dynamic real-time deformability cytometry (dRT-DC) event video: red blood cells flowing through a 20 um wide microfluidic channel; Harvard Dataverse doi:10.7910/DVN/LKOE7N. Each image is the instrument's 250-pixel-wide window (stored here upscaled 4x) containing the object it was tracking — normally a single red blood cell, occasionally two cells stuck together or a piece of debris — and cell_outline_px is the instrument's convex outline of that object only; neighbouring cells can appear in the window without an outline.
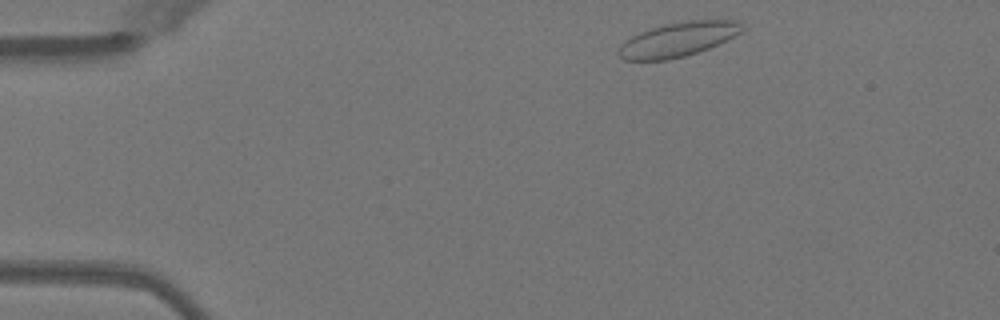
{"species": "Egyptian fruit bat (a non-hibernating species)", "species_latin": "Rousettus aegyptiacus", "temperature_condition": "warm", "stored_images_in_passage": 44, "camera_frame_rate_fps": 3000, "um_per_image_px": 0.085, "animal": {"sex": "female"}, "frame": {"image": 1, "passage_image": 2, "time_ms": 0.333, "image_size_px": [1000, 320], "cell_outline_px": [[744, 28], [740, 32], [708, 48], [684, 56], [668, 60], [624, 60], [616, 52], [620, 44], [624, 40], [640, 32], [664, 24], [688, 20], [736, 20], [744, 24]], "centroid_in_image_um": [57.58, 3.35], "position_along_channel_um": 27.4, "area_um2": 24.51}}
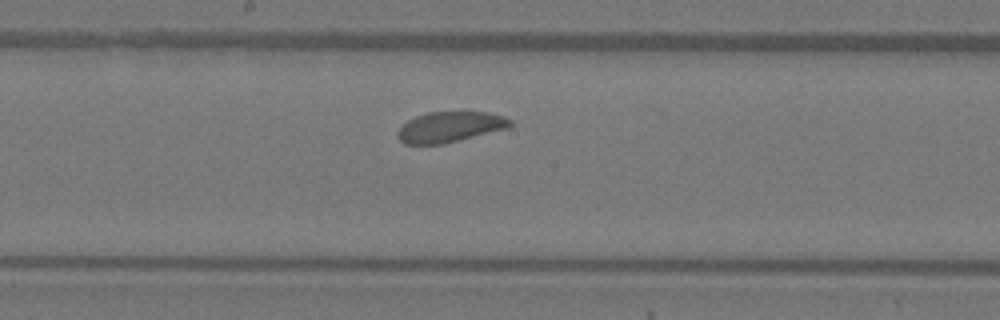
{"frame": {"image": 2, "passage_image": 21, "time_ms": 6.667, "image_size_px": [1000, 320], "cell_outline_px": [[512, 124], [508, 128], [444, 144], [404, 144], [396, 136], [396, 132], [408, 120], [416, 116], [428, 112], [488, 112], [504, 116], [512, 120]], "centroid_in_image_um": [38.24, 10.79], "position_along_channel_um": 210.0, "area_um2": 20.06}}
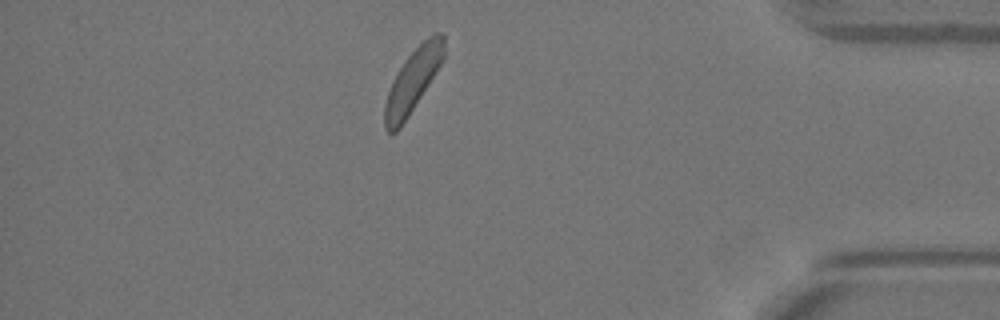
{"frame": {"image": 3, "passage_image": 38, "time_ms": 12.333, "image_size_px": [1000, 320], "cell_outline_px": [[444, 56], [440, 64], [428, 84], [408, 116], [400, 128], [396, 132], [388, 132], [384, 128], [384, 104], [392, 80], [396, 72], [408, 56], [428, 36], [436, 32], [444, 32]], "centroid_in_image_um": [35.06, 6.86], "position_along_channel_um": 400.1, "area_um2": 21.27}, "authors_computed_cell_mechanics": {"area_um2": 21.675, "velocity_mm_per_s": 3.9876, "shape_relaxation_time_tau1_ms": 1.31, "shape_relaxation_time_tau2_ms": null, "deformation_change_tau1": 0.0581, "deformation_change_tau2": null}}